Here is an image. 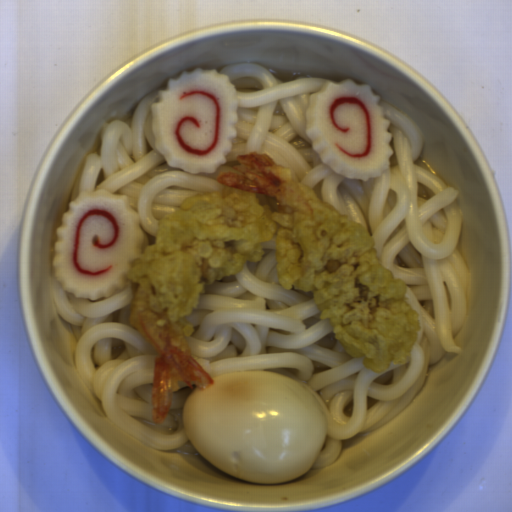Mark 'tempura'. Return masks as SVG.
Segmentation results:
<instances>
[{"label": "tempura", "mask_w": 512, "mask_h": 512, "mask_svg": "<svg viewBox=\"0 0 512 512\" xmlns=\"http://www.w3.org/2000/svg\"><path fill=\"white\" fill-rule=\"evenodd\" d=\"M242 173L221 171L216 191L185 197L180 209L158 220L156 243L141 247L127 280L139 283L128 321L157 351L150 392L152 418L167 419L174 392L214 385L193 357L185 337L207 284L237 275L247 262L262 261V242L274 241L277 277L287 291L312 292L319 319L348 354L376 373L391 362L405 365L418 340L419 312L407 286L380 264L376 241L314 190L292 178L290 168L267 153L238 154Z\"/></svg>", "instance_id": "8679c707"}]
</instances>
